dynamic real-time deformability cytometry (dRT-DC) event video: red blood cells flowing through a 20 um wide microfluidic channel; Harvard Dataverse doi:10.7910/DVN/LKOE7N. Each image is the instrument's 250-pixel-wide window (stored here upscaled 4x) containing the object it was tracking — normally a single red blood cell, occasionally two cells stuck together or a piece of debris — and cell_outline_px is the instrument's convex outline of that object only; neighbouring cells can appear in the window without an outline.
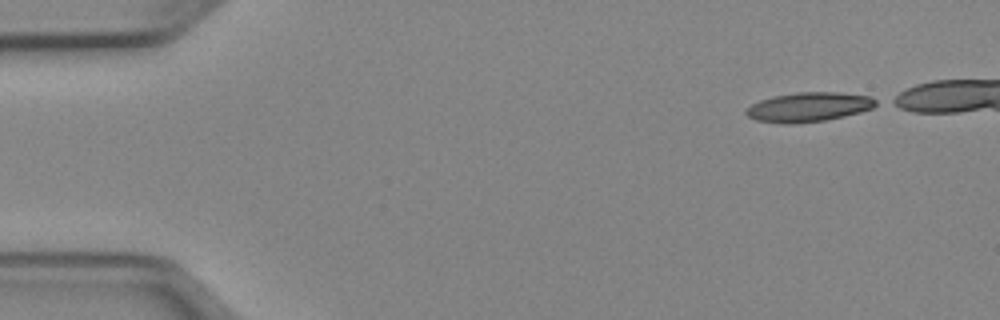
{"species": "Egyptian fruit bat (a non-hibernating species)", "species_latin": "Rousettus aegyptiacus", "temperature_condition": "cold", "stored_images_in_passage": 41, "camera_frame_rate_fps": 3000, "um_per_image_px": 0.085, "animal": {"sex": "female"}, "frame": {"image": 1, "passage_image": 1, "time_ms": 0.0, "image_size_px": [1000, 320], "cell_outline_px": [[880, 104], [872, 108], [860, 112], [844, 116], [824, 120], [788, 124], [780, 124], [756, 120], [748, 116], [744, 112], [752, 104], [760, 100], [772, 96], [796, 92], [840, 92], [872, 96], [880, 100]], "centroid_in_image_um": [68.79, 9.08], "position_along_channel_um": 16.2, "area_um2": 22.48}}
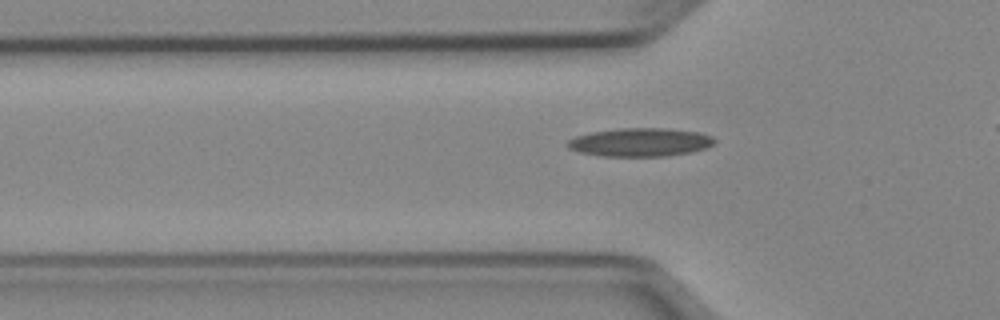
{"frame": {"image": 2, "passage_image": 13, "time_ms": 4.0, "image_size_px": [1000, 320], "cell_outline_px": [[716, 144], [692, 152], [668, 156], [604, 156], [580, 152], [568, 148], [564, 144], [568, 140], [576, 136], [592, 132], [620, 128], [664, 128], [700, 132], [712, 136], [716, 140]], "centroid_in_image_um": [54.44, 12.09], "position_along_channel_um": 71.4, "area_um2": 24.45}}
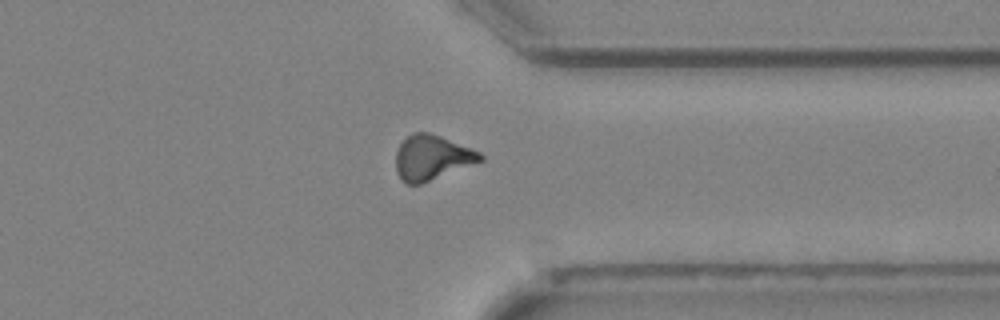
{"frame": {"image": 3, "passage_image": 36, "time_ms": 11.667, "image_size_px": [1000, 320], "cell_outline_px": [[484, 160], [420, 184], [408, 184], [396, 172], [396, 152], [400, 144], [412, 132], [428, 132], [440, 136], [472, 148], [480, 152], [484, 156]], "centroid_in_image_um": [36.72, 13.38], "position_along_channel_um": 374.7, "area_um2": 21.85}}